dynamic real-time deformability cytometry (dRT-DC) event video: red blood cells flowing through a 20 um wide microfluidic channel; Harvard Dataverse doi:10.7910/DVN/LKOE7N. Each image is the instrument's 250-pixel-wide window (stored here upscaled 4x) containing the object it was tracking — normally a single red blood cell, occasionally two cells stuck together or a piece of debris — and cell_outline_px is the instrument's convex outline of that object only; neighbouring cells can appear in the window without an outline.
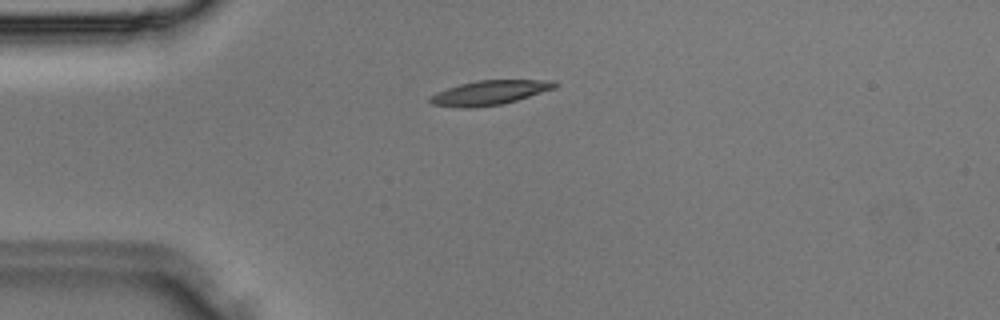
{"species": "Egyptian fruit bat (a non-hibernating species)", "species_latin": "Rousettus aegyptiacus", "temperature_condition": "room temperature", "stored_images_in_passage": 36, "camera_frame_rate_fps": 3000, "um_per_image_px": 0.085, "animal": {"sex": "male"}, "frame": {"image": 1, "passage_image": 9, "time_ms": 2.667, "image_size_px": [1000, 320], "cell_outline_px": [[560, 84], [556, 88], [504, 104], [472, 108], [460, 108], [432, 104], [428, 100], [436, 92], [460, 84], [476, 80], [556, 80]], "centroid_in_image_um": [41.66, 7.87], "position_along_channel_um": 43.3, "area_um2": 17.92}}
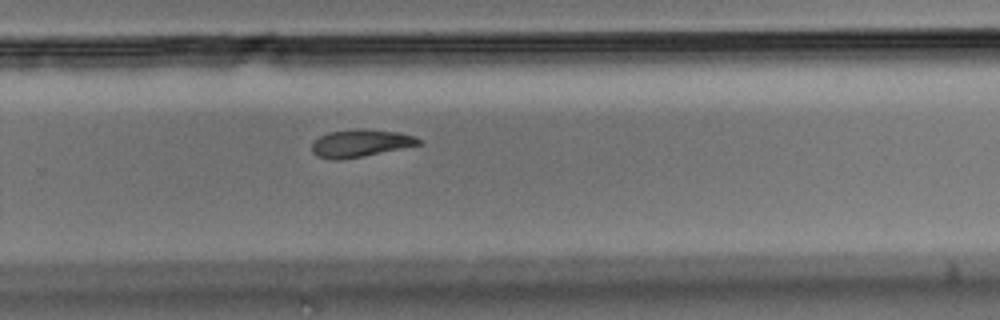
{"frame": {"image": 2, "passage_image": 24, "time_ms": 7.667, "image_size_px": [1000, 320], "cell_outline_px": [[420, 144], [364, 156], [340, 160], [332, 160], [316, 156], [312, 152], [312, 144], [320, 136], [328, 132], [356, 128], [400, 132], [412, 136], [420, 140]], "centroid_in_image_um": [30.58, 12.17], "position_along_channel_um": 299.2, "area_um2": 16.99}}
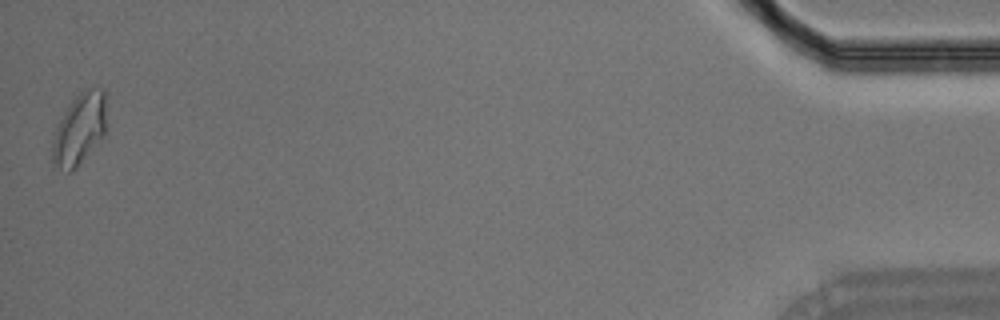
{"frame": {"image": 3, "passage_image": 36, "time_ms": 11.667, "image_size_px": [1000, 320], "cell_outline_px": [[104, 136], [76, 168], [72, 172], [68, 172], [52, 164], [52, 140], [56, 128], [64, 112], [76, 96], [84, 88], [104, 88]], "centroid_in_image_um": [6.72, 11.0], "position_along_channel_um": 428.5, "area_um2": 22.2}}